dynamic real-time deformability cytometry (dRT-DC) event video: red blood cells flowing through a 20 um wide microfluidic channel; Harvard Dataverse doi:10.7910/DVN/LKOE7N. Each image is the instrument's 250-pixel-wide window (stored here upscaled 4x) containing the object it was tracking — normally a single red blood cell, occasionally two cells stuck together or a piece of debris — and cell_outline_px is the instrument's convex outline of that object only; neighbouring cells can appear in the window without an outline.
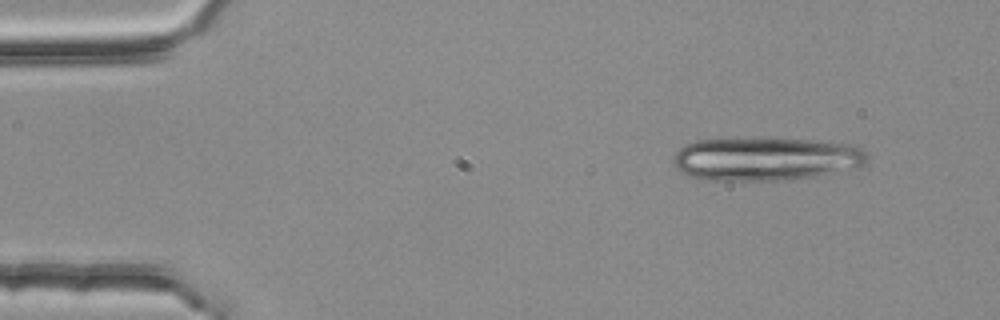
{"species": "common noctule bat (a hibernating species)", "species_latin": "Nyctalus noctula", "temperature_condition": "room temperature", "stored_images_in_passage": 2, "camera_frame_rate_fps": 3000, "um_per_image_px": 0.085, "animal": {"sex": "female", "body_mass_g": 25.1}, "frame": {"image": 1, "passage_image": 1, "time_ms": 0.0, "image_size_px": [1000, 320], "cell_outline_px": [[868, 160], [860, 168], [816, 176], [776, 180], [712, 180], [688, 176], [680, 172], [676, 168], [672, 160], [676, 152], [684, 144], [696, 140], [752, 136], [756, 136], [812, 140], [852, 144], [864, 148], [868, 152]], "centroid_in_image_um": [65.11, 13.46], "position_along_channel_um": 19.9, "area_um2": 50.4}}